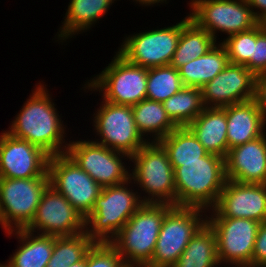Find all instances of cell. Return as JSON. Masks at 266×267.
I'll return each mask as SVG.
<instances>
[{"label":"cell","instance_id":"30","mask_svg":"<svg viewBox=\"0 0 266 267\" xmlns=\"http://www.w3.org/2000/svg\"><path fill=\"white\" fill-rule=\"evenodd\" d=\"M94 243L86 232L75 236L56 237L47 267H68L81 261Z\"/></svg>","mask_w":266,"mask_h":267},{"label":"cell","instance_id":"26","mask_svg":"<svg viewBox=\"0 0 266 267\" xmlns=\"http://www.w3.org/2000/svg\"><path fill=\"white\" fill-rule=\"evenodd\" d=\"M221 266L213 229L206 222L191 238L185 250L172 267Z\"/></svg>","mask_w":266,"mask_h":267},{"label":"cell","instance_id":"10","mask_svg":"<svg viewBox=\"0 0 266 267\" xmlns=\"http://www.w3.org/2000/svg\"><path fill=\"white\" fill-rule=\"evenodd\" d=\"M191 19L217 42V33L227 37L253 29L259 24L246 0H191Z\"/></svg>","mask_w":266,"mask_h":267},{"label":"cell","instance_id":"1","mask_svg":"<svg viewBox=\"0 0 266 267\" xmlns=\"http://www.w3.org/2000/svg\"><path fill=\"white\" fill-rule=\"evenodd\" d=\"M35 86L6 131L39 147L50 157L66 153L69 143L64 139L66 127L62 116L58 114L46 84L42 81Z\"/></svg>","mask_w":266,"mask_h":267},{"label":"cell","instance_id":"20","mask_svg":"<svg viewBox=\"0 0 266 267\" xmlns=\"http://www.w3.org/2000/svg\"><path fill=\"white\" fill-rule=\"evenodd\" d=\"M222 109L226 112L228 150L265 133L266 122L253 99Z\"/></svg>","mask_w":266,"mask_h":267},{"label":"cell","instance_id":"39","mask_svg":"<svg viewBox=\"0 0 266 267\" xmlns=\"http://www.w3.org/2000/svg\"><path fill=\"white\" fill-rule=\"evenodd\" d=\"M68 267H87V254L81 261L69 265Z\"/></svg>","mask_w":266,"mask_h":267},{"label":"cell","instance_id":"6","mask_svg":"<svg viewBox=\"0 0 266 267\" xmlns=\"http://www.w3.org/2000/svg\"><path fill=\"white\" fill-rule=\"evenodd\" d=\"M112 61L83 90L99 91L102 98L116 105L134 106L147 97L148 68L128 62L117 51Z\"/></svg>","mask_w":266,"mask_h":267},{"label":"cell","instance_id":"23","mask_svg":"<svg viewBox=\"0 0 266 267\" xmlns=\"http://www.w3.org/2000/svg\"><path fill=\"white\" fill-rule=\"evenodd\" d=\"M114 1L116 0H70L65 19L55 35L57 41L63 43L78 33L88 31L104 17Z\"/></svg>","mask_w":266,"mask_h":267},{"label":"cell","instance_id":"21","mask_svg":"<svg viewBox=\"0 0 266 267\" xmlns=\"http://www.w3.org/2000/svg\"><path fill=\"white\" fill-rule=\"evenodd\" d=\"M187 127L208 153L227 156V120L222 108L205 107Z\"/></svg>","mask_w":266,"mask_h":267},{"label":"cell","instance_id":"37","mask_svg":"<svg viewBox=\"0 0 266 267\" xmlns=\"http://www.w3.org/2000/svg\"><path fill=\"white\" fill-rule=\"evenodd\" d=\"M259 23L266 22V0H246ZM257 9V10H256ZM259 10V11H258Z\"/></svg>","mask_w":266,"mask_h":267},{"label":"cell","instance_id":"31","mask_svg":"<svg viewBox=\"0 0 266 267\" xmlns=\"http://www.w3.org/2000/svg\"><path fill=\"white\" fill-rule=\"evenodd\" d=\"M183 87L179 70L173 66L148 68L146 99L163 103Z\"/></svg>","mask_w":266,"mask_h":267},{"label":"cell","instance_id":"14","mask_svg":"<svg viewBox=\"0 0 266 267\" xmlns=\"http://www.w3.org/2000/svg\"><path fill=\"white\" fill-rule=\"evenodd\" d=\"M207 223L215 233L221 265L252 267L260 222L247 218H207Z\"/></svg>","mask_w":266,"mask_h":267},{"label":"cell","instance_id":"2","mask_svg":"<svg viewBox=\"0 0 266 267\" xmlns=\"http://www.w3.org/2000/svg\"><path fill=\"white\" fill-rule=\"evenodd\" d=\"M170 163L175 176L176 206L213 209L227 180L225 158L208 153L200 161Z\"/></svg>","mask_w":266,"mask_h":267},{"label":"cell","instance_id":"36","mask_svg":"<svg viewBox=\"0 0 266 267\" xmlns=\"http://www.w3.org/2000/svg\"><path fill=\"white\" fill-rule=\"evenodd\" d=\"M256 105L261 110L264 120L266 122V73L256 75L254 98Z\"/></svg>","mask_w":266,"mask_h":267},{"label":"cell","instance_id":"38","mask_svg":"<svg viewBox=\"0 0 266 267\" xmlns=\"http://www.w3.org/2000/svg\"><path fill=\"white\" fill-rule=\"evenodd\" d=\"M136 1L137 3H139L141 6H153L154 4L158 5V3H165L167 4L168 0H133Z\"/></svg>","mask_w":266,"mask_h":267},{"label":"cell","instance_id":"16","mask_svg":"<svg viewBox=\"0 0 266 267\" xmlns=\"http://www.w3.org/2000/svg\"><path fill=\"white\" fill-rule=\"evenodd\" d=\"M50 156L39 147L7 131L0 134V177L35 178L49 177Z\"/></svg>","mask_w":266,"mask_h":267},{"label":"cell","instance_id":"7","mask_svg":"<svg viewBox=\"0 0 266 267\" xmlns=\"http://www.w3.org/2000/svg\"><path fill=\"white\" fill-rule=\"evenodd\" d=\"M207 212L196 207L173 206L165 214L154 254L145 267H172L207 222Z\"/></svg>","mask_w":266,"mask_h":267},{"label":"cell","instance_id":"3","mask_svg":"<svg viewBox=\"0 0 266 267\" xmlns=\"http://www.w3.org/2000/svg\"><path fill=\"white\" fill-rule=\"evenodd\" d=\"M172 207L144 203L110 242L127 267H145L151 261L162 221Z\"/></svg>","mask_w":266,"mask_h":267},{"label":"cell","instance_id":"33","mask_svg":"<svg viewBox=\"0 0 266 267\" xmlns=\"http://www.w3.org/2000/svg\"><path fill=\"white\" fill-rule=\"evenodd\" d=\"M87 267H127L110 243H94L87 252Z\"/></svg>","mask_w":266,"mask_h":267},{"label":"cell","instance_id":"5","mask_svg":"<svg viewBox=\"0 0 266 267\" xmlns=\"http://www.w3.org/2000/svg\"><path fill=\"white\" fill-rule=\"evenodd\" d=\"M130 161L134 166L130 171L131 184L147 194L141 197L143 203L176 206L174 169L159 142H147Z\"/></svg>","mask_w":266,"mask_h":267},{"label":"cell","instance_id":"24","mask_svg":"<svg viewBox=\"0 0 266 267\" xmlns=\"http://www.w3.org/2000/svg\"><path fill=\"white\" fill-rule=\"evenodd\" d=\"M229 64L227 51L218 41L206 54L188 62L178 70L183 86L202 89Z\"/></svg>","mask_w":266,"mask_h":267},{"label":"cell","instance_id":"12","mask_svg":"<svg viewBox=\"0 0 266 267\" xmlns=\"http://www.w3.org/2000/svg\"><path fill=\"white\" fill-rule=\"evenodd\" d=\"M66 153L102 188L118 185L130 179V167L123 160L130 161L128 154L114 151L93 140L68 141Z\"/></svg>","mask_w":266,"mask_h":267},{"label":"cell","instance_id":"17","mask_svg":"<svg viewBox=\"0 0 266 267\" xmlns=\"http://www.w3.org/2000/svg\"><path fill=\"white\" fill-rule=\"evenodd\" d=\"M208 212L207 218H247L262 223L266 221V184L226 180L216 206Z\"/></svg>","mask_w":266,"mask_h":267},{"label":"cell","instance_id":"9","mask_svg":"<svg viewBox=\"0 0 266 267\" xmlns=\"http://www.w3.org/2000/svg\"><path fill=\"white\" fill-rule=\"evenodd\" d=\"M190 20L188 14L175 25L126 36L117 52L128 62L145 68L170 65L182 28Z\"/></svg>","mask_w":266,"mask_h":267},{"label":"cell","instance_id":"15","mask_svg":"<svg viewBox=\"0 0 266 267\" xmlns=\"http://www.w3.org/2000/svg\"><path fill=\"white\" fill-rule=\"evenodd\" d=\"M28 231L51 236H75L85 232V218L50 184L44 190Z\"/></svg>","mask_w":266,"mask_h":267},{"label":"cell","instance_id":"27","mask_svg":"<svg viewBox=\"0 0 266 267\" xmlns=\"http://www.w3.org/2000/svg\"><path fill=\"white\" fill-rule=\"evenodd\" d=\"M216 44V40L191 19L182 28L177 49L170 65L179 69L188 62L206 54Z\"/></svg>","mask_w":266,"mask_h":267},{"label":"cell","instance_id":"32","mask_svg":"<svg viewBox=\"0 0 266 267\" xmlns=\"http://www.w3.org/2000/svg\"><path fill=\"white\" fill-rule=\"evenodd\" d=\"M220 43L225 47L231 64L246 67L252 61L253 43H256V26L251 30L226 37Z\"/></svg>","mask_w":266,"mask_h":267},{"label":"cell","instance_id":"22","mask_svg":"<svg viewBox=\"0 0 266 267\" xmlns=\"http://www.w3.org/2000/svg\"><path fill=\"white\" fill-rule=\"evenodd\" d=\"M8 237L15 235L20 242L18 249L6 262L10 267H47L57 236L42 235L19 229L6 232Z\"/></svg>","mask_w":266,"mask_h":267},{"label":"cell","instance_id":"18","mask_svg":"<svg viewBox=\"0 0 266 267\" xmlns=\"http://www.w3.org/2000/svg\"><path fill=\"white\" fill-rule=\"evenodd\" d=\"M255 75L243 65L229 64L202 90L206 108H223L254 98Z\"/></svg>","mask_w":266,"mask_h":267},{"label":"cell","instance_id":"40","mask_svg":"<svg viewBox=\"0 0 266 267\" xmlns=\"http://www.w3.org/2000/svg\"><path fill=\"white\" fill-rule=\"evenodd\" d=\"M0 267H10L9 264L6 262V263H1L0 262Z\"/></svg>","mask_w":266,"mask_h":267},{"label":"cell","instance_id":"28","mask_svg":"<svg viewBox=\"0 0 266 267\" xmlns=\"http://www.w3.org/2000/svg\"><path fill=\"white\" fill-rule=\"evenodd\" d=\"M170 120L177 127L188 126L205 108L202 90L196 87H183L163 103Z\"/></svg>","mask_w":266,"mask_h":267},{"label":"cell","instance_id":"4","mask_svg":"<svg viewBox=\"0 0 266 267\" xmlns=\"http://www.w3.org/2000/svg\"><path fill=\"white\" fill-rule=\"evenodd\" d=\"M130 183L131 179L101 189L92 211L85 218V232L95 243H110L144 204L141 193L134 192Z\"/></svg>","mask_w":266,"mask_h":267},{"label":"cell","instance_id":"34","mask_svg":"<svg viewBox=\"0 0 266 267\" xmlns=\"http://www.w3.org/2000/svg\"><path fill=\"white\" fill-rule=\"evenodd\" d=\"M255 76L266 73V26H256V43H253L252 61L246 66Z\"/></svg>","mask_w":266,"mask_h":267},{"label":"cell","instance_id":"25","mask_svg":"<svg viewBox=\"0 0 266 267\" xmlns=\"http://www.w3.org/2000/svg\"><path fill=\"white\" fill-rule=\"evenodd\" d=\"M132 112L139 133L148 142H159L177 127L161 102L144 99L132 106Z\"/></svg>","mask_w":266,"mask_h":267},{"label":"cell","instance_id":"19","mask_svg":"<svg viewBox=\"0 0 266 267\" xmlns=\"http://www.w3.org/2000/svg\"><path fill=\"white\" fill-rule=\"evenodd\" d=\"M226 179L239 183L266 184V132L228 150Z\"/></svg>","mask_w":266,"mask_h":267},{"label":"cell","instance_id":"11","mask_svg":"<svg viewBox=\"0 0 266 267\" xmlns=\"http://www.w3.org/2000/svg\"><path fill=\"white\" fill-rule=\"evenodd\" d=\"M95 142L114 151L133 156L148 141L139 133L132 112V106L116 105L104 101L93 114Z\"/></svg>","mask_w":266,"mask_h":267},{"label":"cell","instance_id":"8","mask_svg":"<svg viewBox=\"0 0 266 267\" xmlns=\"http://www.w3.org/2000/svg\"><path fill=\"white\" fill-rule=\"evenodd\" d=\"M49 177H0V225L4 232L26 229L35 217Z\"/></svg>","mask_w":266,"mask_h":267},{"label":"cell","instance_id":"29","mask_svg":"<svg viewBox=\"0 0 266 267\" xmlns=\"http://www.w3.org/2000/svg\"><path fill=\"white\" fill-rule=\"evenodd\" d=\"M159 143L167 151L170 162L200 161L208 152L187 127H176Z\"/></svg>","mask_w":266,"mask_h":267},{"label":"cell","instance_id":"13","mask_svg":"<svg viewBox=\"0 0 266 267\" xmlns=\"http://www.w3.org/2000/svg\"><path fill=\"white\" fill-rule=\"evenodd\" d=\"M50 185L86 218L102 187L67 154L51 156L48 161Z\"/></svg>","mask_w":266,"mask_h":267},{"label":"cell","instance_id":"35","mask_svg":"<svg viewBox=\"0 0 266 267\" xmlns=\"http://www.w3.org/2000/svg\"><path fill=\"white\" fill-rule=\"evenodd\" d=\"M266 266V221L260 223L258 228L254 251L252 254V267Z\"/></svg>","mask_w":266,"mask_h":267}]
</instances>
